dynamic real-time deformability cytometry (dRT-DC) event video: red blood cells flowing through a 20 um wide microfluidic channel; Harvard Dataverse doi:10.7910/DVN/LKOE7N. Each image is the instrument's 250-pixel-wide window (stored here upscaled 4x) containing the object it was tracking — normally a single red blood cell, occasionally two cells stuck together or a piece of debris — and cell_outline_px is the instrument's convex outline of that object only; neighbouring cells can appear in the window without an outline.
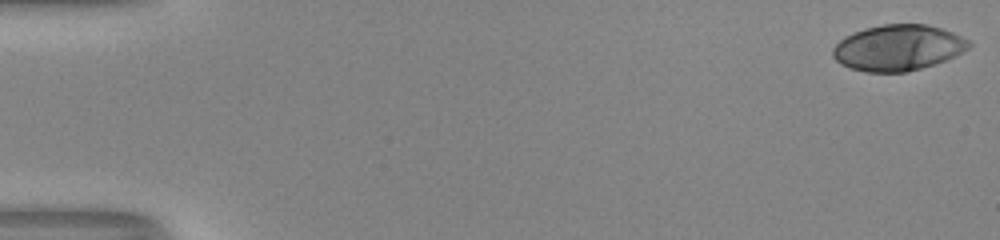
{"species": "human", "species_latin": "Homo sapiens", "temperature_condition": "room temperature", "stored_images_in_passage": 52, "camera_frame_rate_fps": 3000, "um_per_image_px": 0.085, "donor": {"sex": "male"}, "frame": {"image": 1, "passage_image": 1, "time_ms": 0.0, "image_size_px": [1000, 240], "cell_outline_px": [[972, 44], [964, 52], [944, 60], [908, 72], [864, 72], [840, 64], [832, 56], [832, 48], [844, 36], [864, 28], [884, 24], [924, 24], [940, 28], [952, 32], [968, 40]], "centroid_in_image_um": [76.3, 4.05], "position_along_channel_um": 8.7, "area_um2": 36.24}}
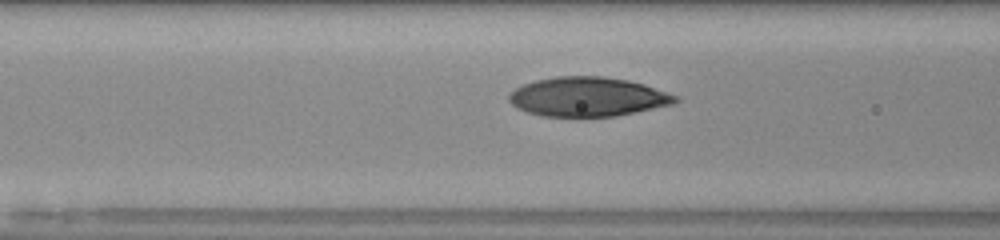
{"frame": {"image": 2, "passage_image": 22, "time_ms": 7.0, "image_size_px": [1000, 240], "cell_outline_px": [[680, 100], [672, 104], [616, 116], [540, 116], [516, 108], [508, 100], [508, 92], [524, 84], [536, 80], [556, 76], [604, 76], [628, 80], [644, 84], [680, 96]], "centroid_in_image_um": [49.95, 8.22], "position_along_channel_um": 116.6, "area_um2": 38.21}}
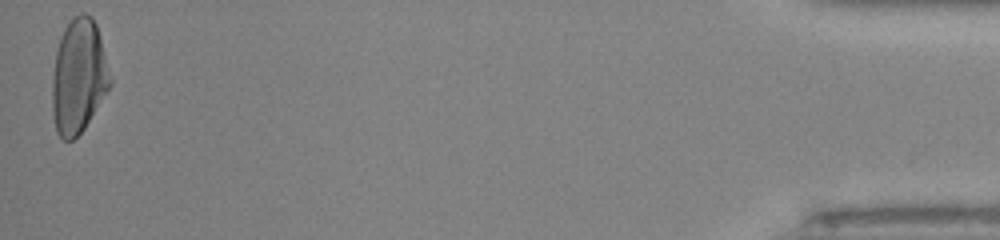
{"frame": {"image": 3, "passage_image": 52, "time_ms": 17.0, "image_size_px": [1000, 240], "cell_outline_px": [[112, 84], [84, 128], [72, 140], [64, 140], [56, 132], [52, 112], [52, 80], [56, 52], [60, 36], [64, 28], [72, 16], [80, 12], [84, 12], [92, 16], [96, 24], [112, 80]], "centroid_in_image_um": [6.67, 6.46], "position_along_channel_um": 428.5, "area_um2": 38.61}, "authors_computed_cell_mechanics": {"area_um2": 37.4833, "velocity_mm_per_s": 4.0628, "shape_relaxation_time_tau1_ms": 8.0355, "shape_relaxation_time_tau2_ms": 0.8601, "deformation_change_tau1": 0.3166, "deformation_change_tau2": 0.0531}}